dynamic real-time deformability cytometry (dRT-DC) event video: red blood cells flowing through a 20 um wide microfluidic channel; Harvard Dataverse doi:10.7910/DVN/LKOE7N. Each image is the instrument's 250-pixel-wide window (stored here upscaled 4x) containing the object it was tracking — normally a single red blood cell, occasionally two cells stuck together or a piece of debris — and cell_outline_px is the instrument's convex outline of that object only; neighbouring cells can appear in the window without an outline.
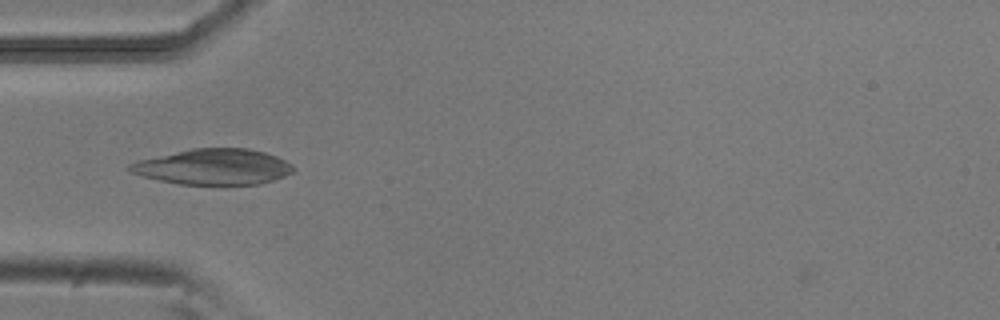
{"species": "common noctule bat (a hibernating species)", "species_latin": "Nyctalus noctula", "temperature_condition": "room temperature", "stored_images_in_passage": 26, "segment_of_instrument_passage": [1, 2], "camera_frame_rate_fps": 3000, "um_per_image_px": 0.085, "animal": {"sex": "male", "body_mass_g": 20.5, "forearm_length_mm": 52.5}, "frame": {"image": 1, "passage_image": 5, "time_ms": 1.333, "image_size_px": [1000, 320], "cell_outline_px": [[292, 172], [284, 176], [260, 184], [180, 184], [160, 180], [144, 176], [132, 172], [128, 168], [128, 164], [136, 160], [192, 148], [248, 148], [264, 152], [276, 156], [292, 164]], "centroid_in_image_um": [18.12, 14.17], "position_along_channel_um": 66.9, "area_um2": 33.76}}